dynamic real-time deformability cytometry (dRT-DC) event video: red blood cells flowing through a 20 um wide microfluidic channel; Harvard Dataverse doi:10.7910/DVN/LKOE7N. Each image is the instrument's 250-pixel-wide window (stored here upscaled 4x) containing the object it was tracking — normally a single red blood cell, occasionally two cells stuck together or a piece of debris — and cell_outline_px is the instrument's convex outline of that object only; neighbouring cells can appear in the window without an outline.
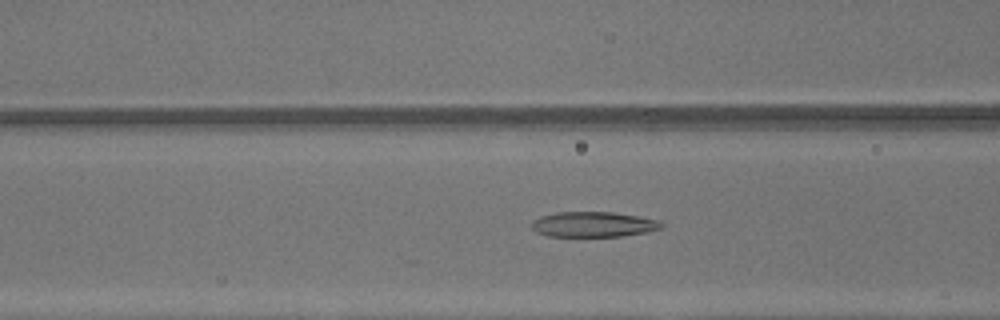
{"species": "common noctule bat (a hibernating species)", "species_latin": "Nyctalus noctula", "temperature_condition": "warm", "stored_images_in_passage": 48, "camera_frame_rate_fps": 3000, "um_per_image_px": 0.085, "animal": {"sex": "male", "body_mass_g": 13.3}, "frame": {"image": 1, "passage_image": 20, "time_ms": 6.333, "image_size_px": [1000, 320], "cell_outline_px": [[664, 228], [648, 232], [620, 236], [548, 236], [536, 232], [528, 224], [532, 220], [540, 216], [556, 212], [612, 212], [640, 216], [660, 220], [664, 224]], "centroid_in_image_um": [50.45, 19.06], "position_along_channel_um": 116.2, "area_um2": 19.42}}
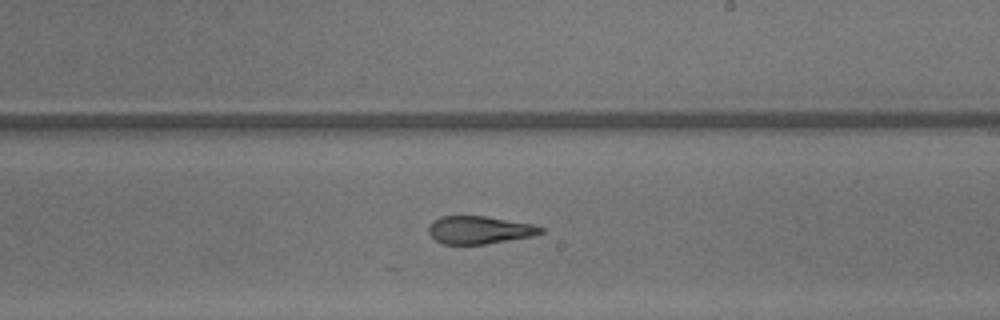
{"frame": {"image": 2, "passage_image": 29, "time_ms": 9.333, "image_size_px": [1000, 320], "cell_outline_px": [[544, 232], [532, 236], [488, 244], [440, 244], [428, 232], [428, 228], [432, 220], [440, 216], [484, 216], [532, 224], [544, 228]], "centroid_in_image_um": [40.73, 19.55], "position_along_channel_um": 248.3, "area_um2": 18.21}}
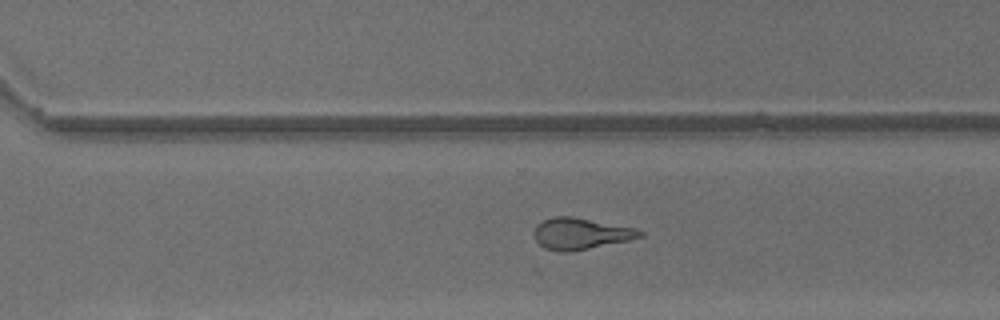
{"frame": {"image": 3, "passage_image": 34, "time_ms": 11.0, "image_size_px": [1000, 320], "cell_outline_px": [[644, 236], [628, 240], [572, 252], [560, 252], [544, 248], [536, 240], [532, 232], [536, 224], [552, 216], [572, 216], [636, 228], [644, 232]], "centroid_in_image_um": [49.33, 19.86], "position_along_channel_um": 321.3, "area_um2": 19.54}, "authors_computed_cell_mechanics": {"area_um2": 21.097, "velocity_mm_per_s": 4.3932, "shape_relaxation_time_tau1_ms": 6.8186, "shape_relaxation_time_tau2_ms": 1.8185, "deformation_change_tau1": 0.2238, "deformation_change_tau2": 0.123}}